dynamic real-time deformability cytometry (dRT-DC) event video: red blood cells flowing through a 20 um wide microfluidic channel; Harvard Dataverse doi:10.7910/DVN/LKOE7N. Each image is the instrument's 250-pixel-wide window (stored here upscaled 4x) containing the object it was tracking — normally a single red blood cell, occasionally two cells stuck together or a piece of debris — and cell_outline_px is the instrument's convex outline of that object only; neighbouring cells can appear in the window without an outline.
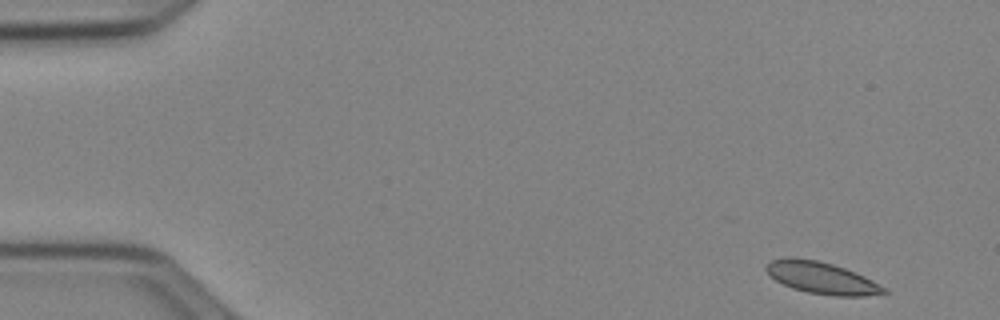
{"species": "Egyptian fruit bat (a non-hibernating species)", "species_latin": "Rousettus aegyptiacus", "temperature_condition": "cold", "stored_images_in_passage": 9, "camera_frame_rate_fps": 3000, "um_per_image_px": 0.085, "animal": {"sex": "female"}, "frame": {"image": 1, "passage_image": 1, "time_ms": 0.0, "image_size_px": [1000, 320], "cell_outline_px": [[888, 292], [884, 296], [832, 296], [808, 292], [792, 288], [776, 280], [764, 268], [772, 260], [784, 256], [792, 256], [816, 260], [832, 264], [856, 272], [872, 280], [884, 288]], "centroid_in_image_um": [69.88, 23.62], "position_along_channel_um": 15.1, "area_um2": 21.96}}